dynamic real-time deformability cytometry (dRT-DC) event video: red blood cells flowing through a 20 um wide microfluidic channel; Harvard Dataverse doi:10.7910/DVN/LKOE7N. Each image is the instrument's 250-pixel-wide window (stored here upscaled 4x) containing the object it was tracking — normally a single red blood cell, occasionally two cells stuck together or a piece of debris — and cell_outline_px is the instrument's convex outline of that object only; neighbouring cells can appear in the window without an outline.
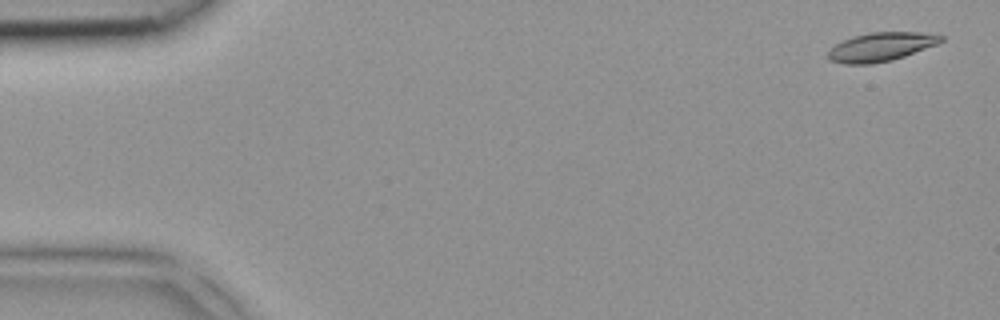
{"species": "common noctule bat (a hibernating species)", "species_latin": "Nyctalus noctula", "temperature_condition": "room temperature", "stored_images_in_passage": 3, "camera_frame_rate_fps": 3000, "um_per_image_px": 0.085, "animal": {"sex": "female", "body_mass_g": 18.4}, "frame": {"image": 1, "passage_image": 1, "time_ms": 0.0, "image_size_px": [1000, 320], "cell_outline_px": [[944, 40], [936, 44], [904, 56], [872, 64], [844, 64], [828, 60], [828, 52], [836, 44], [852, 36], [872, 32], [920, 32], [944, 36]], "centroid_in_image_um": [74.85, 3.98], "position_along_channel_um": 10.1, "area_um2": 18.67}}